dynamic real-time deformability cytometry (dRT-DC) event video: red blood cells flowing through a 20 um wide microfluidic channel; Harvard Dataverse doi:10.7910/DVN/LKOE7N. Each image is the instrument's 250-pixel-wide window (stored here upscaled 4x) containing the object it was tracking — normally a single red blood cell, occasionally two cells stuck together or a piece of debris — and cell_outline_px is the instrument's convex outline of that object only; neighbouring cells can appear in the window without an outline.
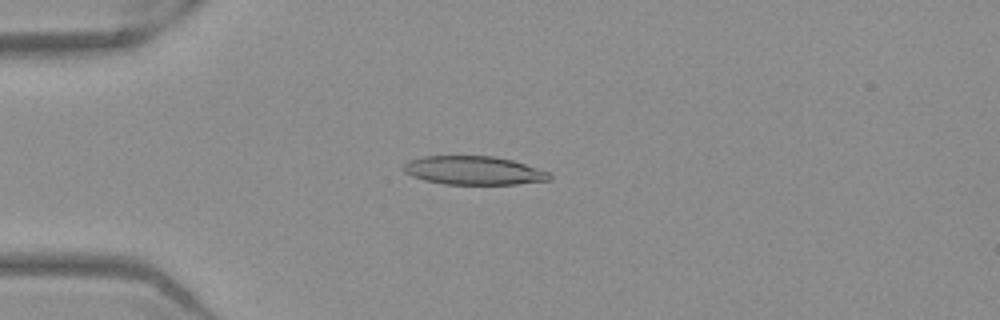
{"species": "Egyptian fruit bat (a non-hibernating species)", "species_latin": "Rousettus aegyptiacus", "temperature_condition": "warm", "stored_images_in_passage": 52, "camera_frame_rate_fps": 3000, "um_per_image_px": 0.085, "frame": {"image": 1, "passage_image": 14, "time_ms": 4.333, "image_size_px": [1000, 320], "cell_outline_px": [[552, 180], [516, 184], [444, 184], [424, 180], [412, 176], [404, 172], [404, 164], [408, 160], [424, 156], [496, 156], [512, 160], [552, 172]], "centroid_in_image_um": [40.31, 14.49], "position_along_channel_um": 44.7, "area_um2": 24.51}}
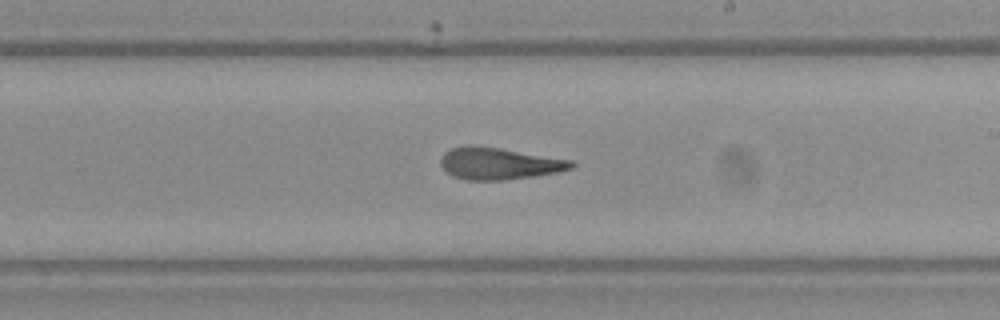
{"frame": {"image": 2, "passage_image": 31, "time_ms": 10.0, "image_size_px": [1000, 320], "cell_outline_px": [[576, 164], [572, 168], [556, 172], [532, 176], [504, 180], [468, 180], [452, 176], [440, 164], [440, 156], [444, 152], [452, 148], [468, 144], [500, 148], [572, 160]], "centroid_in_image_um": [42.38, 13.89], "position_along_channel_um": 246.6, "area_um2": 24.22}}
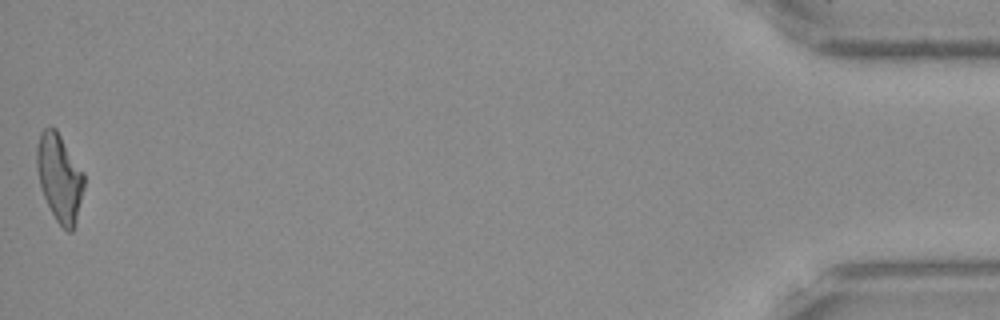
{"frame": {"image": 3, "passage_image": 52, "time_ms": 17.0, "image_size_px": [1000, 320], "cell_outline_px": [[84, 188], [76, 220], [72, 232], [68, 232], [56, 220], [40, 188], [36, 168], [36, 148], [40, 132], [44, 128], [56, 128], [84, 172]], "centroid_in_image_um": [5.05, 15.07], "position_along_channel_um": 430.2, "area_um2": 24.1}, "authors_computed_cell_mechanics": {"area_um2": 24.5361, "velocity_mm_per_s": 3.9585, "shape_relaxation_time_tau1_ms": null, "shape_relaxation_time_tau2_ms": 3.6927, "deformation_change_tau1": null, "deformation_change_tau2": 0.1497}}